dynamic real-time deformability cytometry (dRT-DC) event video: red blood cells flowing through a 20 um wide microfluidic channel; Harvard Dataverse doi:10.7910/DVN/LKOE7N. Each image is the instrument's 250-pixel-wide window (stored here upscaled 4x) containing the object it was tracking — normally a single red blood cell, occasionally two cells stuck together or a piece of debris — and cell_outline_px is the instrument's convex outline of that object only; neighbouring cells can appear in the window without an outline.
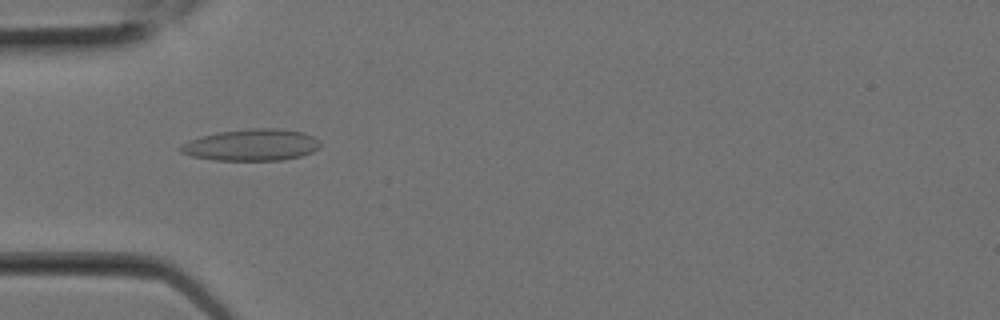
{"species": "Egyptian fruit bat (a non-hibernating species)", "species_latin": "Rousettus aegyptiacus", "temperature_condition": "room temperature", "stored_images_in_passage": 3, "camera_frame_rate_fps": 3000, "um_per_image_px": 0.085, "animal": {"sex": "female"}, "frame": {"image": 1, "passage_image": 3, "time_ms": 0.667, "image_size_px": [1000, 320], "cell_outline_px": [[320, 148], [312, 152], [300, 156], [284, 160], [212, 160], [192, 156], [180, 152], [176, 148], [180, 144], [188, 140], [200, 136], [220, 132], [252, 128], [276, 128], [304, 132], [320, 140]], "centroid_in_image_um": [21.36, 12.32], "position_along_channel_um": 63.6, "area_um2": 26.01}}